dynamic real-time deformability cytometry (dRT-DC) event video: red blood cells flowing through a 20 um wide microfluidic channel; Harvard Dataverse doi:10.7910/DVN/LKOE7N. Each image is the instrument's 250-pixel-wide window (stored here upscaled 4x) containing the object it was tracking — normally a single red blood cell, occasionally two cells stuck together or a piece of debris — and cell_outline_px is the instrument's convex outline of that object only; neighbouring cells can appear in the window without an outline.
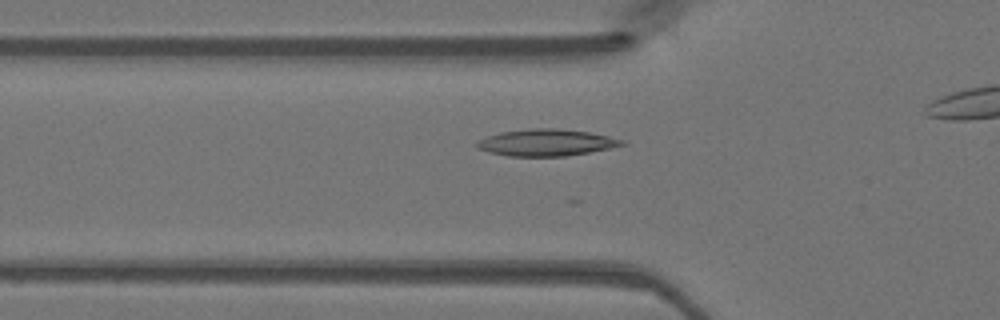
{"species": "Egyptian fruit bat (a non-hibernating species)", "species_latin": "Rousettus aegyptiacus", "temperature_condition": "warm", "stored_images_in_passage": 37, "camera_frame_rate_fps": 3000, "um_per_image_px": 0.085, "animal": {"sex": "female"}, "frame": {"image": 1, "passage_image": 8, "time_ms": 2.333, "image_size_px": [1000, 320], "cell_outline_px": [[628, 144], [588, 152], [564, 156], [508, 156], [488, 152], [476, 148], [476, 144], [480, 140], [488, 136], [500, 132], [528, 128], [556, 128], [588, 132], [628, 140]], "centroid_in_image_um": [46.45, 12.11], "position_along_channel_um": 79.4, "area_um2": 22.6}}
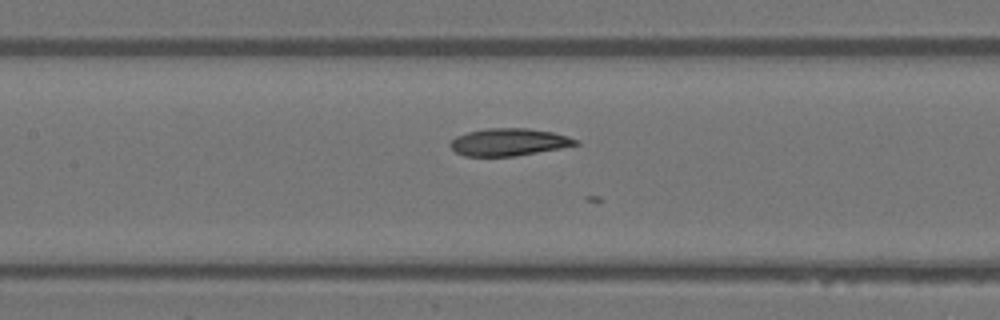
{"frame": {"image": 2, "passage_image": 14, "time_ms": 4.333, "image_size_px": [1000, 320], "cell_outline_px": [[580, 144], [560, 148], [512, 156], [464, 156], [456, 152], [448, 144], [456, 136], [468, 132], [484, 128], [528, 128], [552, 132], [568, 136], [580, 140]], "centroid_in_image_um": [43.25, 12.07], "position_along_channel_um": 164.2, "area_um2": 19.94}}
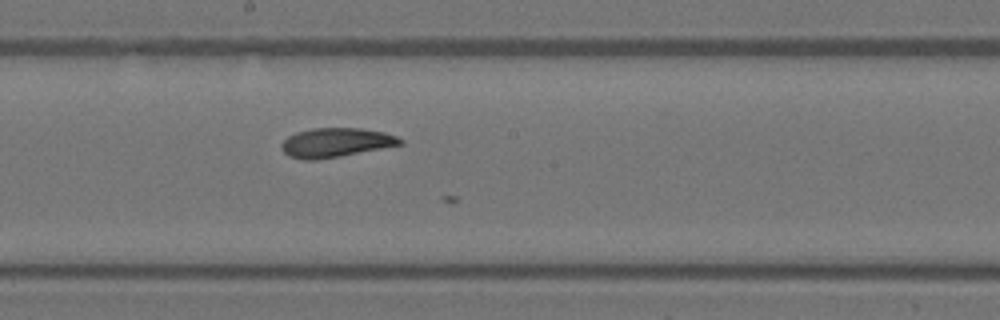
{"frame": {"image": 3, "passage_image": 18, "time_ms": 5.667, "image_size_px": [1000, 320], "cell_outline_px": [[404, 144], [340, 156], [316, 160], [304, 160], [288, 156], [284, 152], [280, 144], [288, 136], [296, 132], [312, 128], [360, 128], [384, 132], [396, 136], [404, 140]], "centroid_in_image_um": [28.54, 12.12], "position_along_channel_um": 219.7, "area_um2": 20.23}}